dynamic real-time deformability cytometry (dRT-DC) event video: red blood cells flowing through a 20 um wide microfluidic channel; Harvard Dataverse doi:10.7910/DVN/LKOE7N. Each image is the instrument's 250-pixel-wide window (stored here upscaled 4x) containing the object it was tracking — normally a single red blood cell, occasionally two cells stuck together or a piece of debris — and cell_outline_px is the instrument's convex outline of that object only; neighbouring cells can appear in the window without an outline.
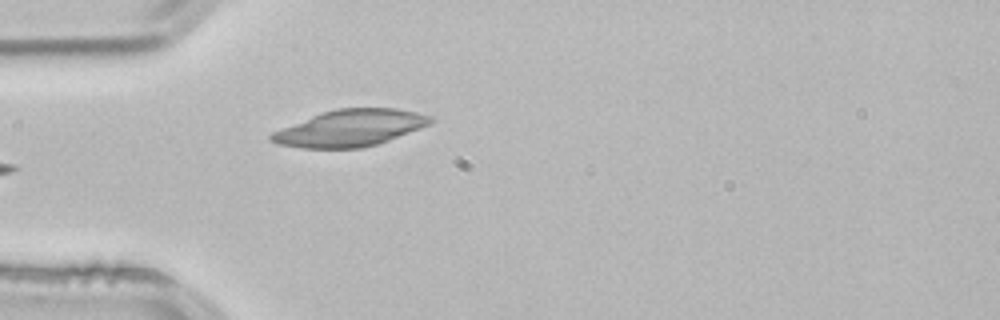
{"species": "common noctule bat (a hibernating species)", "species_latin": "Nyctalus noctula", "temperature_condition": "room temperature", "stored_images_in_passage": 4, "camera_frame_rate_fps": 3000, "um_per_image_px": 0.085, "animal": {"sex": "male", "body_mass_g": 21.5, "forearm_length_mm": 52.0}, "frame": {"image": 1, "passage_image": 4, "time_ms": 1.0, "image_size_px": [1000, 320], "cell_outline_px": [[432, 124], [388, 140], [376, 144], [360, 148], [300, 148], [276, 144], [268, 140], [268, 136], [272, 132], [320, 112], [336, 108], [396, 108], [416, 112], [432, 116]], "centroid_in_image_um": [29.73, 10.88], "position_along_channel_um": 55.3, "area_um2": 34.04}}